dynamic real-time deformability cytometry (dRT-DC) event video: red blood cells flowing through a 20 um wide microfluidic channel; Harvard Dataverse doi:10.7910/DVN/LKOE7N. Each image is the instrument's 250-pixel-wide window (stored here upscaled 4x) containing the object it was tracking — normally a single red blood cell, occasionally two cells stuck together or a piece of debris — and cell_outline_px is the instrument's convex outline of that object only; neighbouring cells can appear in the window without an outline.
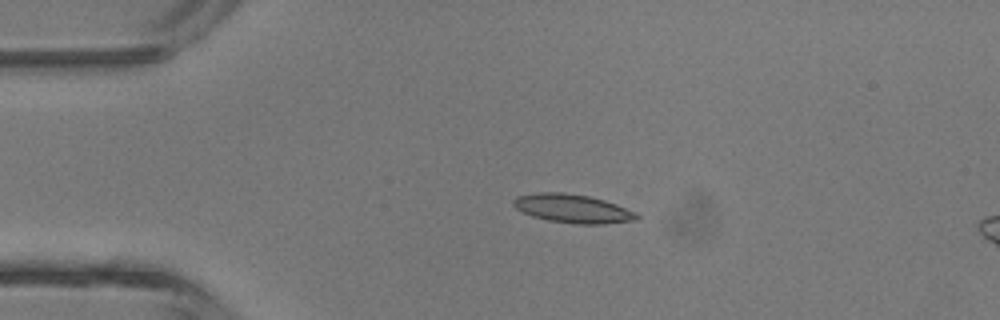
{"species": "common noctule bat (a hibernating species)", "species_latin": "Nyctalus noctula", "temperature_condition": "room temperature", "stored_images_in_passage": 4, "camera_frame_rate_fps": 3000, "um_per_image_px": 0.085, "animal": {"sex": "male", "body_mass_g": 13.3}, "frame": {"image": 1, "passage_image": 2, "time_ms": 1.0, "image_size_px": [1000, 320], "cell_outline_px": [[640, 216], [636, 220], [604, 224], [572, 224], [548, 220], [532, 216], [516, 208], [512, 204], [512, 200], [516, 196], [536, 192], [564, 192], [588, 196], [604, 200], [616, 204], [636, 212]], "centroid_in_image_um": [48.66, 17.73], "position_along_channel_um": 36.3, "area_um2": 20.69}}
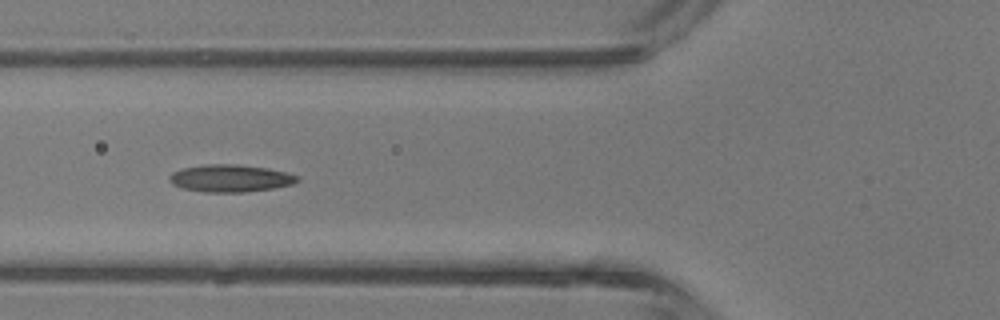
{"frame": {"image": 2, "passage_image": 4, "time_ms": 3.333, "image_size_px": [1000, 320], "cell_outline_px": [[300, 180], [292, 184], [272, 188], [244, 192], [204, 192], [184, 188], [172, 184], [168, 180], [168, 176], [172, 172], [184, 168], [204, 164], [236, 164], [268, 168], [300, 176]], "centroid_in_image_um": [19.57, 15.15], "position_along_channel_um": 106.2, "area_um2": 20.35}}